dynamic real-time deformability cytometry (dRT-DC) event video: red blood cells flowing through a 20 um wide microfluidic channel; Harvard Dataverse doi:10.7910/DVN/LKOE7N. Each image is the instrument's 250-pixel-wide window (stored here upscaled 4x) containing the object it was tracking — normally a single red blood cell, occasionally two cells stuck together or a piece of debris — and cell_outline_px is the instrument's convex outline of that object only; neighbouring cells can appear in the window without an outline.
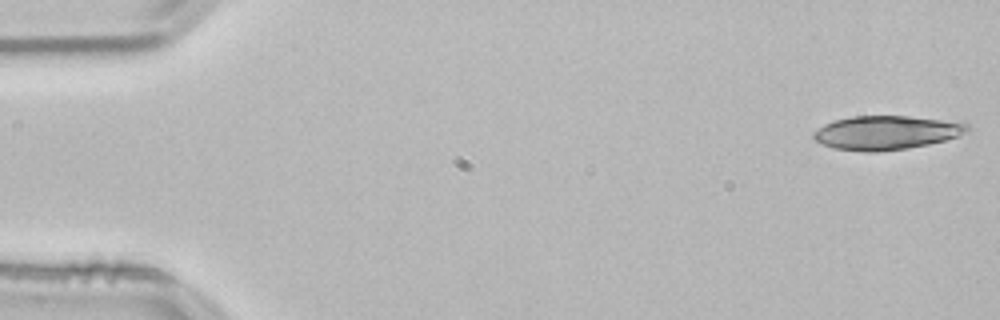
{"species": "common noctule bat (a hibernating species)", "species_latin": "Nyctalus noctula", "temperature_condition": "room temperature", "stored_images_in_passage": 52, "camera_frame_rate_fps": 3000, "um_per_image_px": 0.085, "animal": {"sex": "male", "body_mass_g": 21.5, "forearm_length_mm": 52.0}, "frame": {"image": 1, "passage_image": 1, "time_ms": 0.0, "image_size_px": [1000, 320], "cell_outline_px": [[972, 128], [968, 132], [944, 140], [928, 144], [908, 148], [876, 152], [864, 152], [832, 148], [816, 140], [812, 136], [824, 124], [832, 120], [852, 116], [908, 116], [940, 120], [968, 124]], "centroid_in_image_um": [75.32, 11.28], "position_along_channel_um": 9.7, "area_um2": 30.11}, "authors_computed_cell_mechanics": {"area_um2": 17.4845, "velocity_mm_per_s": 3.8205, "shape_relaxation_time_tau1_ms": 4.4366, "shape_relaxation_time_tau2_ms": null, "deformation_change_tau1": 0.1653, "deformation_change_tau2": null}}